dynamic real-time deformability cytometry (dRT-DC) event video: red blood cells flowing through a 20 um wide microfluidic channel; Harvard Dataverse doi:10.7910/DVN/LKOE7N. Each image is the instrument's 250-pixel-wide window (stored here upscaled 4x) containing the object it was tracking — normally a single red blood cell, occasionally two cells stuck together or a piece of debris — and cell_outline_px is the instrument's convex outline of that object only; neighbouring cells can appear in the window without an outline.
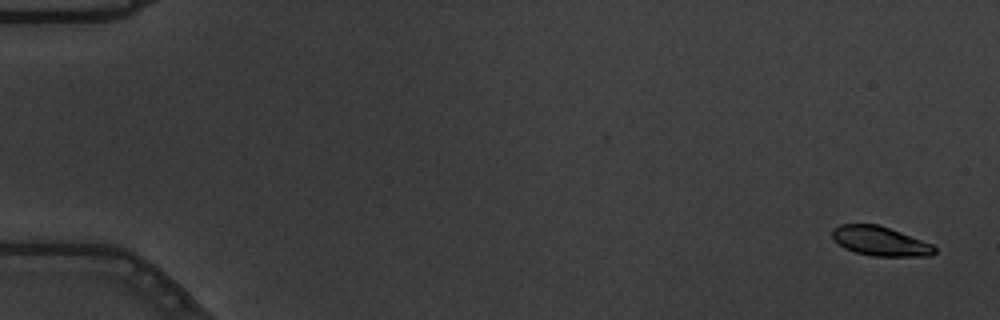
{"species": "common noctule bat (a hibernating species)", "species_latin": "Nyctalus noctula", "temperature_condition": "warm", "stored_images_in_passage": 58, "camera_frame_rate_fps": 3000, "um_per_image_px": 0.085, "animal": {"sex": "male", "body_mass_g": 19.5, "forearm_length_mm": 54.6}, "frame": {"image": 1, "passage_image": 3, "time_ms": 0.667, "image_size_px": [1000, 320], "cell_outline_px": [[936, 252], [932, 256], [872, 256], [856, 252], [844, 248], [832, 240], [832, 228], [840, 224], [880, 224], [932, 244], [936, 248]], "centroid_in_image_um": [74.79, 20.49], "position_along_channel_um": 10.2, "area_um2": 17.69}}
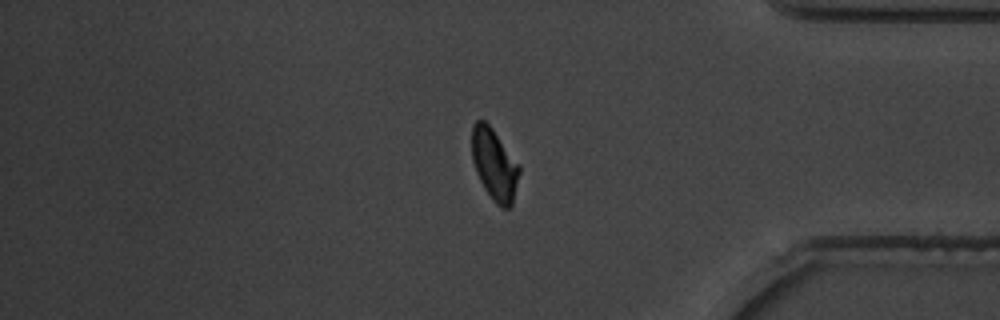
{"frame": {"image": 2, "passage_image": 49, "time_ms": 16.0, "image_size_px": [1000, 320], "cell_outline_px": [[520, 172], [512, 204], [508, 208], [500, 208], [492, 200], [484, 188], [476, 172], [472, 160], [472, 124], [476, 120], [484, 120], [492, 128], [520, 164]], "centroid_in_image_um": [42.03, 13.98], "position_along_channel_um": 393.2, "area_um2": 19.88}}
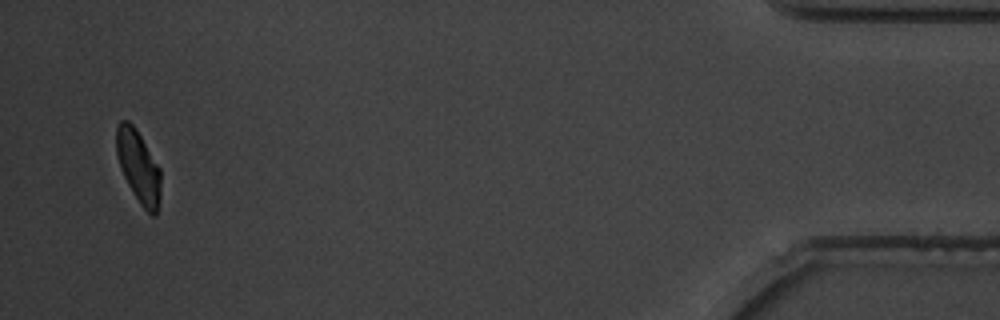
{"frame": {"image": 3, "passage_image": 56, "time_ms": 18.333, "image_size_px": [1000, 320], "cell_outline_px": [[160, 200], [156, 216], [152, 216], [140, 204], [132, 192], [124, 176], [116, 152], [116, 128], [120, 120], [128, 120], [136, 128], [160, 168]], "centroid_in_image_um": [11.77, 14.16], "position_along_channel_um": 423.4, "area_um2": 18.67}, "authors_computed_cell_mechanics": {"area_um2": 19.5653, "velocity_mm_per_s": 3.6487, "shape_relaxation_time_tau1_ms": 1.957, "shape_relaxation_time_tau2_ms": 1.171, "deformation_change_tau1": 0.1172, "deformation_change_tau2": 0.0424}}